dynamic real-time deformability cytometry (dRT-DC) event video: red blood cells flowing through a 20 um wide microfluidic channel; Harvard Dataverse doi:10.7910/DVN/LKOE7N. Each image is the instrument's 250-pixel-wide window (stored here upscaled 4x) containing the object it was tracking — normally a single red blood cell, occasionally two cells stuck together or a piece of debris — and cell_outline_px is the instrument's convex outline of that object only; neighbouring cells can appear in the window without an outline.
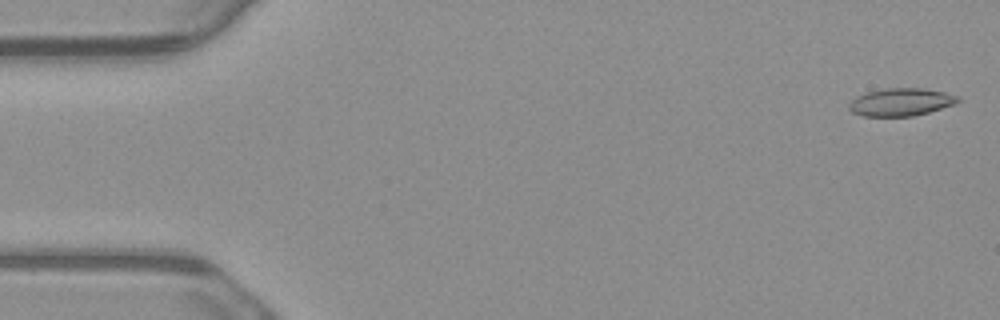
{"species": "common noctule bat (a hibernating species)", "species_latin": "Nyctalus noctula", "temperature_condition": "warm", "stored_images_in_passage": 6, "segment_of_instrument_passage": [1, 2], "camera_frame_rate_fps": 3000, "um_per_image_px": 0.085, "animal": {"sex": "male", "body_mass_g": 23.1, "forearm_length_mm": 52.7}, "frame": {"image": 1, "passage_image": 1, "time_ms": 0.0, "image_size_px": [1000, 320], "cell_outline_px": [[960, 100], [956, 104], [928, 112], [912, 116], [864, 116], [852, 112], [848, 108], [848, 104], [856, 96], [868, 92], [884, 88], [924, 88], [944, 92], [960, 96]], "centroid_in_image_um": [76.59, 8.67], "position_along_channel_um": 8.4, "area_um2": 17.63}}
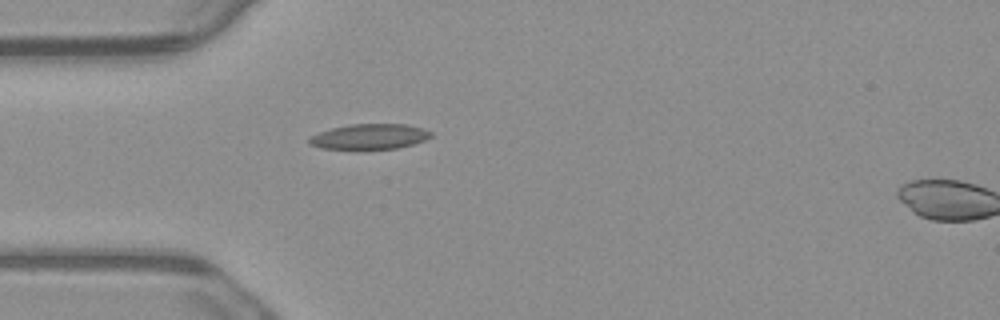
{"frame": {"image": 2, "passage_image": 5, "time_ms": 1.333, "image_size_px": [1000, 320], "cell_outline_px": [[432, 136], [424, 140], [412, 144], [396, 148], [320, 148], [308, 144], [308, 140], [312, 136], [320, 132], [332, 128], [348, 124], [408, 124], [424, 128], [432, 132]], "centroid_in_image_um": [31.44, 11.59], "position_along_channel_um": 53.6, "area_um2": 17.69}}